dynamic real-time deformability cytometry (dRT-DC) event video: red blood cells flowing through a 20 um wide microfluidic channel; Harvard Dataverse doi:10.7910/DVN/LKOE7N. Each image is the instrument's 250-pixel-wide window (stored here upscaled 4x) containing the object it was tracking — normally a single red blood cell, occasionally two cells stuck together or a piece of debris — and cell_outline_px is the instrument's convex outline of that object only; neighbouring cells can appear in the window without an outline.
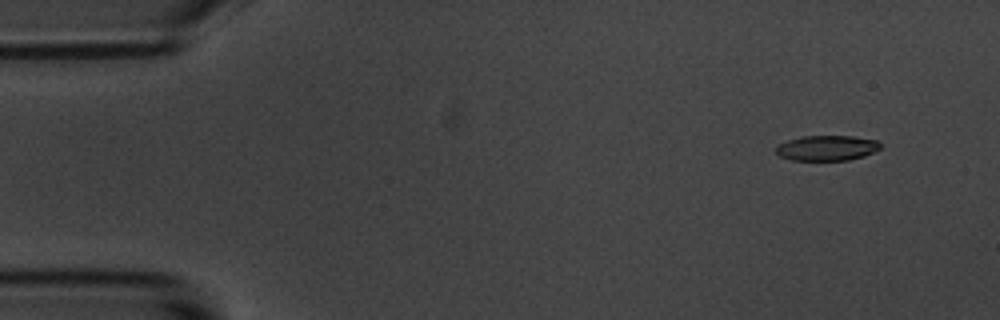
{"species": "common noctule bat (a hibernating species)", "species_latin": "Nyctalus noctula", "temperature_condition": "room temperature", "stored_images_in_passage": 7, "camera_frame_rate_fps": 3000, "um_per_image_px": 0.085, "animal": {"sex": "male", "body_mass_g": 20.1, "forearm_length_mm": 53.5}, "frame": {"image": 1, "passage_image": 2, "time_ms": 1.333, "image_size_px": [1000, 320], "cell_outline_px": [[880, 148], [864, 156], [848, 160], [792, 160], [780, 156], [776, 152], [776, 148], [780, 144], [788, 140], [804, 136], [852, 136], [876, 140], [880, 144]], "centroid_in_image_um": [70.28, 12.58], "position_along_channel_um": 14.7, "area_um2": 15.14}}
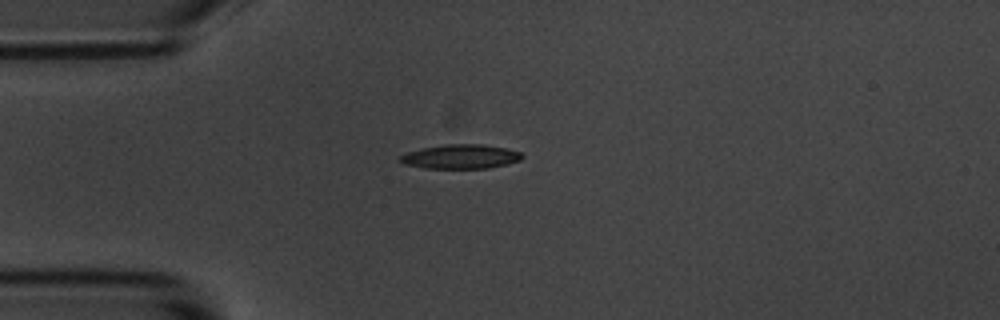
{"frame": {"image": 2, "passage_image": 5, "time_ms": 4.667, "image_size_px": [1000, 320], "cell_outline_px": [[524, 156], [520, 160], [508, 164], [488, 168], [424, 168], [404, 164], [400, 160], [400, 156], [408, 152], [424, 148], [444, 144], [484, 144], [504, 148], [520, 152]], "centroid_in_image_um": [39.18, 13.31], "position_along_channel_um": 45.8, "area_um2": 17.11}}
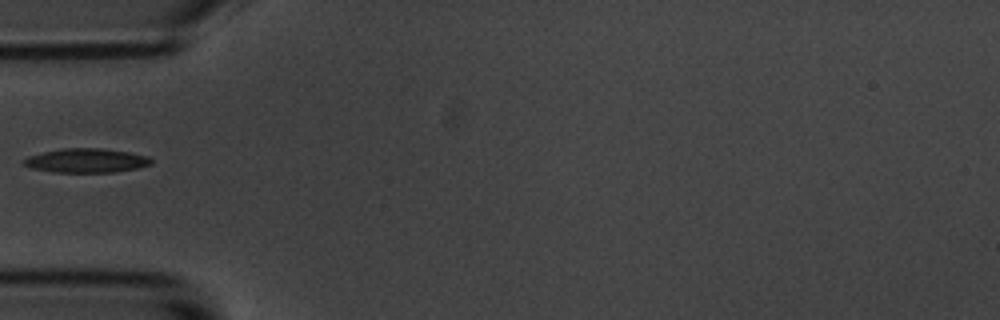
{"frame": {"image": 3, "passage_image": 6, "time_ms": 6.0, "image_size_px": [1000, 320], "cell_outline_px": [[152, 164], [136, 168], [116, 172], [52, 172], [32, 168], [24, 164], [24, 160], [28, 156], [44, 152], [64, 148], [100, 148], [128, 152], [148, 156], [152, 160]], "centroid_in_image_um": [7.36, 13.65], "position_along_channel_um": 77.6, "area_um2": 17.74}}